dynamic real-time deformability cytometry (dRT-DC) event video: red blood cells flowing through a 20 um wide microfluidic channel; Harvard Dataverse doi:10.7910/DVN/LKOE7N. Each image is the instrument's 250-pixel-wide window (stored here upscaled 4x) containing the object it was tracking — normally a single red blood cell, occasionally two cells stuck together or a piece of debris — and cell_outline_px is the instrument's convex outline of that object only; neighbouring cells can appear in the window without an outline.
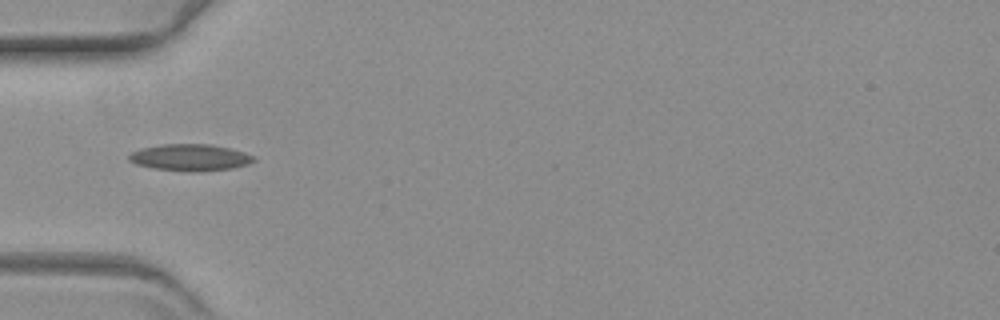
{"species": "common noctule bat (a hibernating species)", "species_latin": "Nyctalus noctula", "temperature_condition": "warm", "stored_images_in_passage": 39, "camera_frame_rate_fps": 3000, "um_per_image_px": 0.085, "animal": {"sex": "female", "body_mass_g": 19.3, "forearm_length_mm": 54.1}, "frame": {"image": 1, "passage_image": 1, "time_ms": 0.0, "image_size_px": [1000, 320], "cell_outline_px": [[256, 160], [248, 164], [232, 168], [192, 172], [152, 168], [136, 164], [128, 160], [128, 156], [132, 152], [140, 148], [164, 144], [212, 144], [244, 152], [256, 156]], "centroid_in_image_um": [16.16, 13.38], "position_along_channel_um": 68.8, "area_um2": 19.42}}
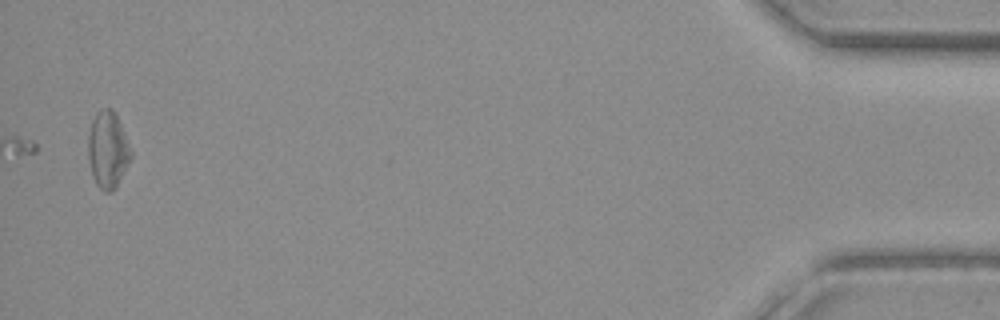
{"frame": {"image": 2, "passage_image": 39, "time_ms": 12.667, "image_size_px": [1000, 320], "cell_outline_px": [[132, 156], [116, 188], [112, 192], [104, 192], [96, 184], [92, 176], [88, 160], [88, 136], [92, 120], [96, 112], [100, 108], [112, 108], [116, 112], [132, 152]], "centroid_in_image_um": [9.16, 12.72], "position_along_channel_um": 426.0, "area_um2": 19.36}}